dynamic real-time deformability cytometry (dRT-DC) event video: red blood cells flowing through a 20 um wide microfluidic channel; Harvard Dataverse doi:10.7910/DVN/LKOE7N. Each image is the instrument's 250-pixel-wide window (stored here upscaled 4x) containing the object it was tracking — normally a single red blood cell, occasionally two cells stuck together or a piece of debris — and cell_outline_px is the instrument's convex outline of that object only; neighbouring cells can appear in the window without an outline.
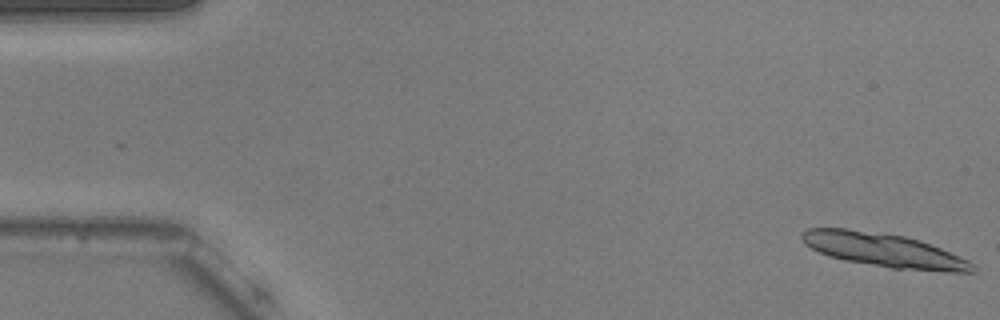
{"species": "common noctule bat (a hibernating species)", "species_latin": "Nyctalus noctula", "temperature_condition": "warm", "stored_images_in_passage": 15, "camera_frame_rate_fps": 3000, "um_per_image_px": 0.085, "animal": {"sex": "male", "body_mass_g": 20.5, "forearm_length_mm": 52.5}, "frame": {"image": 1, "passage_image": 1, "time_ms": 0.0, "image_size_px": [1000, 320], "cell_outline_px": [[976, 268], [972, 272], [944, 272], [892, 268], [844, 260], [828, 256], [804, 244], [800, 236], [800, 232], [808, 228], [848, 228], [904, 236], [920, 240], [960, 256], [968, 260]], "centroid_in_image_um": [75.1, 21.26], "position_along_channel_um": 9.9, "area_um2": 33.52}}